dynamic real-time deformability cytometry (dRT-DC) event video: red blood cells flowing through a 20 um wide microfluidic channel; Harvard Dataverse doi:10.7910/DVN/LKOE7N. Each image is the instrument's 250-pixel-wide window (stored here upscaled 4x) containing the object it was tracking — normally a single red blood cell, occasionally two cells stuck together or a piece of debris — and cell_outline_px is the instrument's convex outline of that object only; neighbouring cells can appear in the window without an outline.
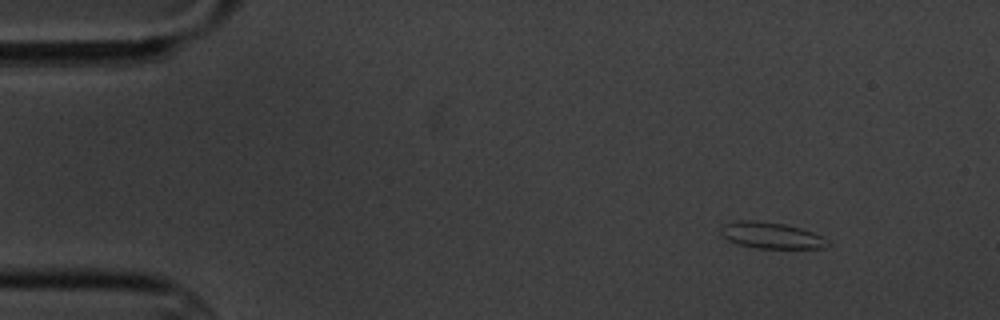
{"species": "common noctule bat (a hibernating species)", "species_latin": "Nyctalus noctula", "temperature_condition": "cold", "stored_images_in_passage": 5, "camera_frame_rate_fps": 3000, "um_per_image_px": 0.085, "animal": {"sex": "male", "body_mass_g": 20.1, "forearm_length_mm": 53.5}, "frame": {"image": 1, "passage_image": 1, "time_ms": 0.0, "image_size_px": [1000, 320], "cell_outline_px": [[832, 244], [824, 248], [756, 248], [740, 244], [728, 240], [720, 236], [720, 228], [724, 224], [736, 220], [756, 220], [784, 224], [800, 228], [824, 236], [832, 240]], "centroid_in_image_um": [65.59, 20.01], "position_along_channel_um": 19.4, "area_um2": 16.65}}
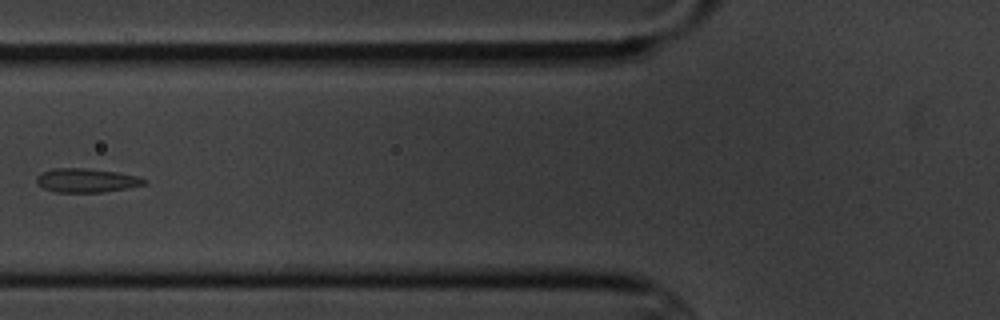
{"frame": {"image": 2, "passage_image": 5, "time_ms": 5.333, "image_size_px": [1000, 320], "cell_outline_px": [[148, 184], [128, 188], [104, 192], [56, 192], [44, 188], [36, 180], [36, 176], [40, 172], [52, 168], [84, 168], [116, 172], [136, 176], [148, 180]], "centroid_in_image_um": [7.36, 15.33], "position_along_channel_um": 118.4, "area_um2": 15.03}}